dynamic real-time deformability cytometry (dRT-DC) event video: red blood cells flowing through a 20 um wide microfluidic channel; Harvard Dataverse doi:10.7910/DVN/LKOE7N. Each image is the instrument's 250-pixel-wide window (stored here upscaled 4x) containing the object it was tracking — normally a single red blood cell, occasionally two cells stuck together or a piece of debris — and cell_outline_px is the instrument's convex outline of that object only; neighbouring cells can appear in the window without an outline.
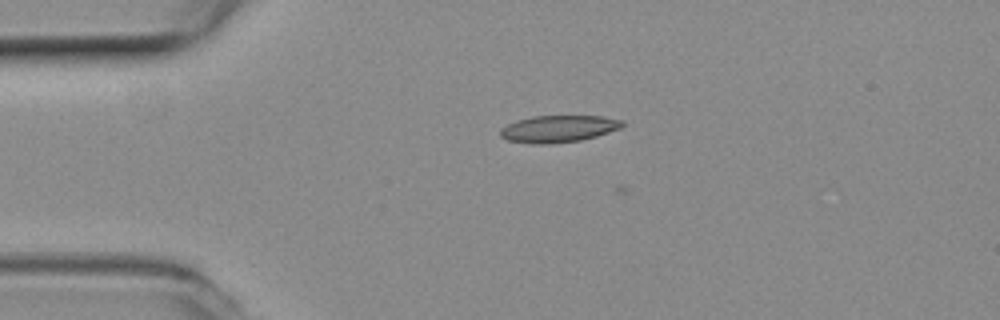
{"species": "common noctule bat (a hibernating species)", "species_latin": "Nyctalus noctula", "temperature_condition": "room temperature", "stored_images_in_passage": 3, "camera_frame_rate_fps": 3000, "um_per_image_px": 0.085, "animal": {"sex": "female", "body_mass_g": 19.3, "forearm_length_mm": 54.1}, "frame": {"image": 1, "passage_image": 1, "time_ms": 0.0, "image_size_px": [1000, 320], "cell_outline_px": [[624, 124], [620, 128], [596, 136], [580, 140], [548, 144], [528, 144], [508, 140], [500, 136], [500, 132], [508, 124], [516, 120], [532, 116], [604, 116], [624, 120]], "centroid_in_image_um": [47.48, 10.94], "position_along_channel_um": 37.5, "area_um2": 19.13}}